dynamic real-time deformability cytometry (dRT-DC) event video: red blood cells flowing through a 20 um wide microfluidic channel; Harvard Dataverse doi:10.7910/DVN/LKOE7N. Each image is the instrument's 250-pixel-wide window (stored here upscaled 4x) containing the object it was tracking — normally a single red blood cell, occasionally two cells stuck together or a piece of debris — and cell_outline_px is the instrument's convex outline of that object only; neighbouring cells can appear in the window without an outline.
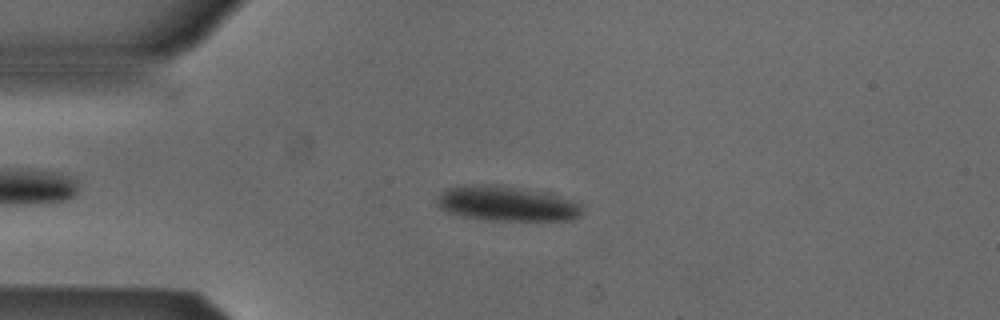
{"species": "Egyptian fruit bat (a non-hibernating species)", "species_latin": "Rousettus aegyptiacus", "temperature_condition": "cold", "stored_images_in_passage": 39, "camera_frame_rate_fps": 3000, "um_per_image_px": 0.085, "animal": {"sex": "male"}, "frame": {"image": 1, "passage_image": 10, "time_ms": 3.0, "image_size_px": [1000, 320], "cell_outline_px": [[580, 216], [572, 220], [488, 220], [460, 216], [448, 212], [440, 208], [436, 204], [436, 200], [448, 188], [484, 184], [496, 184], [552, 192], [572, 200], [580, 204]], "centroid_in_image_um": [43.12, 17.3], "position_along_channel_um": 41.9, "area_um2": 29.65}}
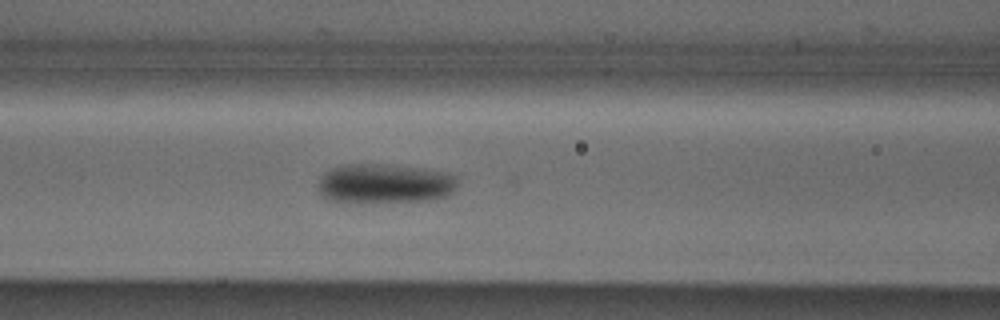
{"frame": {"image": 2, "passage_image": 19, "time_ms": 6.0, "image_size_px": [1000, 320], "cell_outline_px": [[456, 188], [452, 192], [444, 196], [428, 200], [348, 204], [344, 204], [328, 200], [320, 192], [320, 180], [332, 168], [344, 164], [372, 164], [412, 168], [444, 172], [456, 176]], "centroid_in_image_um": [32.65, 15.65], "position_along_channel_um": 133.9, "area_um2": 31.91}}
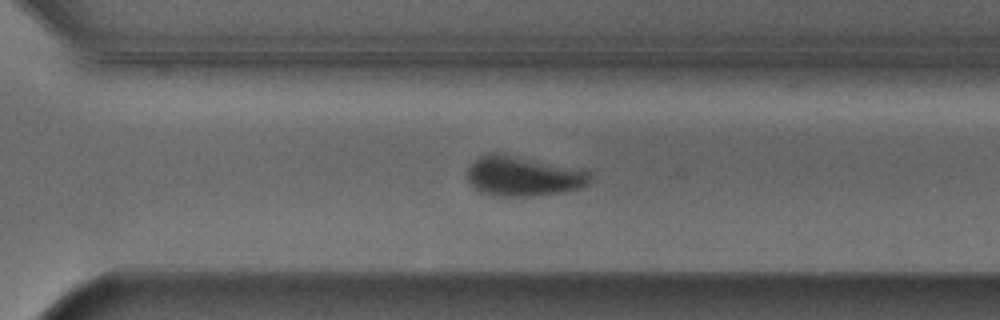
{"frame": {"image": 3, "passage_image": 34, "time_ms": 11.0, "image_size_px": [1000, 320], "cell_outline_px": [[592, 180], [588, 184], [580, 188], [560, 192], [528, 196], [496, 196], [480, 192], [468, 180], [468, 168], [472, 160], [488, 152], [492, 152], [588, 172], [592, 176]], "centroid_in_image_um": [44.39, 15.0], "position_along_channel_um": 326.2, "area_um2": 27.63}}